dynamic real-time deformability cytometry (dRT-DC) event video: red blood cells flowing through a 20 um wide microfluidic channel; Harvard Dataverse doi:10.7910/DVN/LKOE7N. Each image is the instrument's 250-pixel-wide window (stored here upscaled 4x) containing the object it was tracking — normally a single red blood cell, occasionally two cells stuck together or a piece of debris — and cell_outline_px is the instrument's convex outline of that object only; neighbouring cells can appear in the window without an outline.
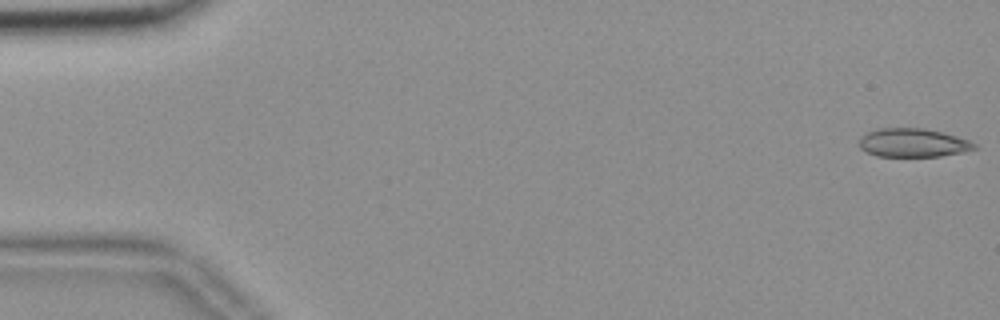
{"species": "common noctule bat (a hibernating species)", "species_latin": "Nyctalus noctula", "temperature_condition": "room temperature", "stored_images_in_passage": 56, "camera_frame_rate_fps": 3000, "um_per_image_px": 0.085, "animal": {"sex": "female", "body_mass_g": 18.4}, "frame": {"image": 1, "passage_image": 1, "time_ms": 0.0, "image_size_px": [1000, 320], "cell_outline_px": [[976, 148], [960, 152], [940, 156], [876, 156], [860, 148], [860, 136], [876, 128], [924, 128], [944, 132], [968, 140], [976, 144]], "centroid_in_image_um": [77.58, 12.12], "position_along_channel_um": 7.4, "area_um2": 19.07}}
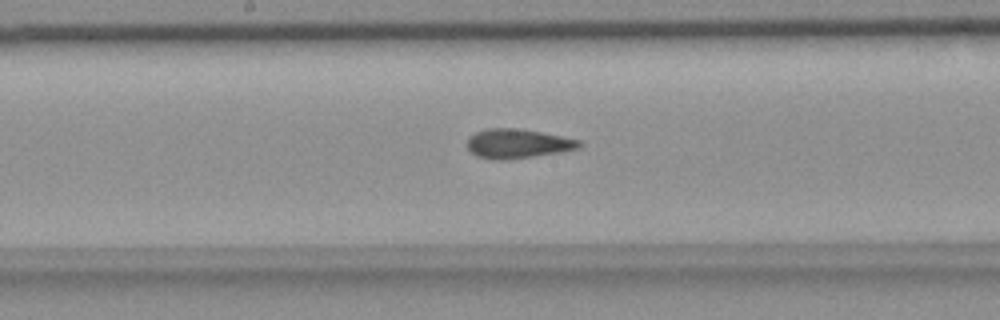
{"frame": {"image": 2, "passage_image": 29, "time_ms": 9.333, "image_size_px": [1000, 320], "cell_outline_px": [[584, 144], [576, 148], [564, 152], [508, 160], [492, 160], [476, 156], [468, 148], [468, 136], [484, 128], [520, 128], [580, 140]], "centroid_in_image_um": [43.99, 12.21], "position_along_channel_um": 204.2, "area_um2": 19.36}}
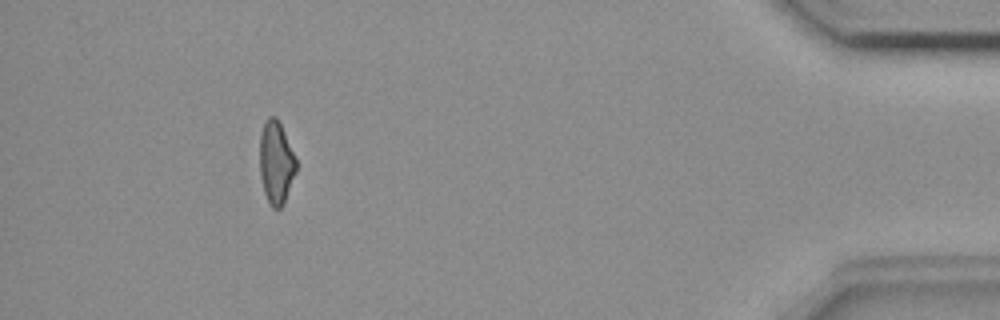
{"frame": {"image": 3, "passage_image": 51, "time_ms": 16.667, "image_size_px": [1000, 320], "cell_outline_px": [[296, 172], [284, 204], [280, 208], [272, 208], [264, 192], [260, 176], [260, 136], [264, 120], [268, 116], [276, 116], [296, 156]], "centroid_in_image_um": [23.47, 13.8], "position_along_channel_um": 411.7, "area_um2": 17.69}, "authors_computed_cell_mechanics": {"area_um2": 19.1896, "velocity_mm_per_s": 3.6532, "shape_relaxation_time_tau1_ms": null, "shape_relaxation_time_tau2_ms": 1.7441, "deformation_change_tau1": null, "deformation_change_tau2": 0.0977}}